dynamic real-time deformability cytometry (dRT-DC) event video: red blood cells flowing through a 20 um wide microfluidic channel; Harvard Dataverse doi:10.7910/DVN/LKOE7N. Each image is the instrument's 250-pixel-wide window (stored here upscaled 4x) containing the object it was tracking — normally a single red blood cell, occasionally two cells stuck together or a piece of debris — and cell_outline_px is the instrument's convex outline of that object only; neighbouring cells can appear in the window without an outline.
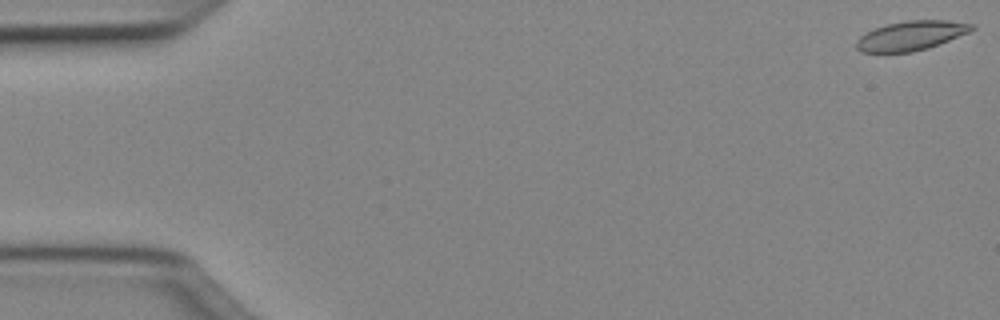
{"species": "Egyptian fruit bat (a non-hibernating species)", "species_latin": "Rousettus aegyptiacus", "temperature_condition": "cold", "stored_images_in_passage": 50, "camera_frame_rate_fps": 3000, "um_per_image_px": 0.085, "animal": {"sex": "female"}, "frame": {"image": 1, "passage_image": 1, "time_ms": 0.0, "image_size_px": [1000, 320], "cell_outline_px": [[976, 28], [968, 32], [928, 48], [912, 52], [884, 56], [860, 52], [856, 48], [856, 40], [860, 36], [876, 28], [888, 24], [908, 20], [948, 20], [976, 24]], "centroid_in_image_um": [77.37, 3.08], "position_along_channel_um": 7.6, "area_um2": 20.35}}
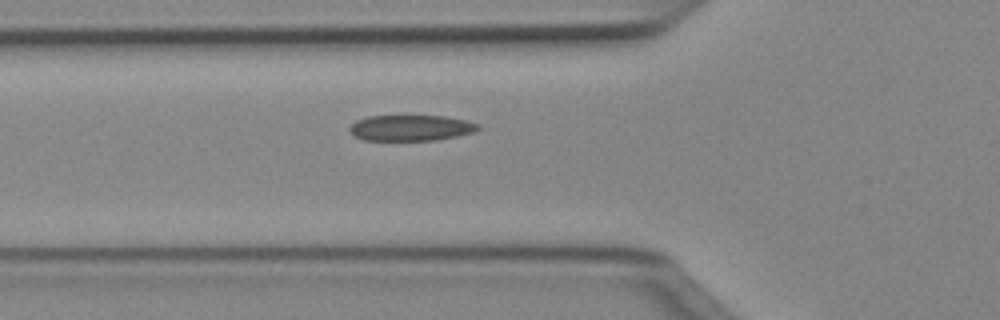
{"frame": {"image": 2, "passage_image": 18, "time_ms": 5.667, "image_size_px": [1000, 320], "cell_outline_px": [[480, 128], [476, 132], [436, 140], [364, 140], [348, 132], [348, 128], [356, 120], [368, 116], [444, 116], [464, 120], [480, 124]], "centroid_in_image_um": [34.92, 10.87], "position_along_channel_um": 90.9, "area_um2": 19.36}}
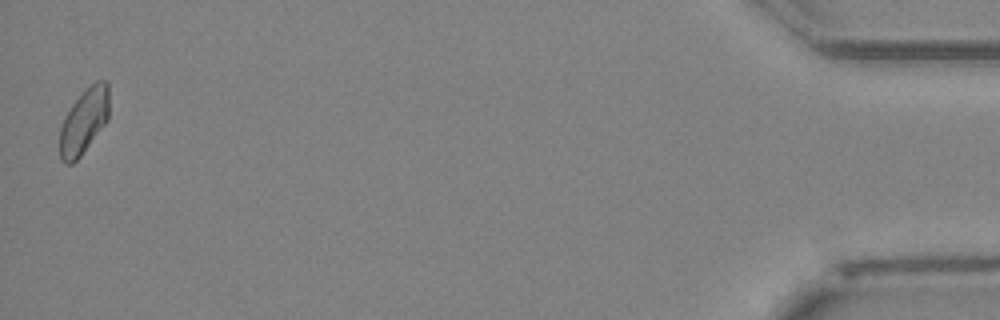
{"frame": {"image": 3, "passage_image": 50, "time_ms": 16.333, "image_size_px": [1000, 320], "cell_outline_px": [[108, 120], [80, 156], [72, 164], [64, 164], [60, 160], [60, 128], [64, 116], [72, 104], [96, 80], [108, 80]], "centroid_in_image_um": [7.12, 10.32], "position_along_channel_um": 428.1, "area_um2": 18.55}, "authors_computed_cell_mechanics": {"area_um2": 19.5942, "velocity_mm_per_s": 4.0324, "shape_relaxation_time_tau1_ms": null, "shape_relaxation_time_tau2_ms": 3.4632, "deformation_change_tau1": null, "deformation_change_tau2": 0.0725}}